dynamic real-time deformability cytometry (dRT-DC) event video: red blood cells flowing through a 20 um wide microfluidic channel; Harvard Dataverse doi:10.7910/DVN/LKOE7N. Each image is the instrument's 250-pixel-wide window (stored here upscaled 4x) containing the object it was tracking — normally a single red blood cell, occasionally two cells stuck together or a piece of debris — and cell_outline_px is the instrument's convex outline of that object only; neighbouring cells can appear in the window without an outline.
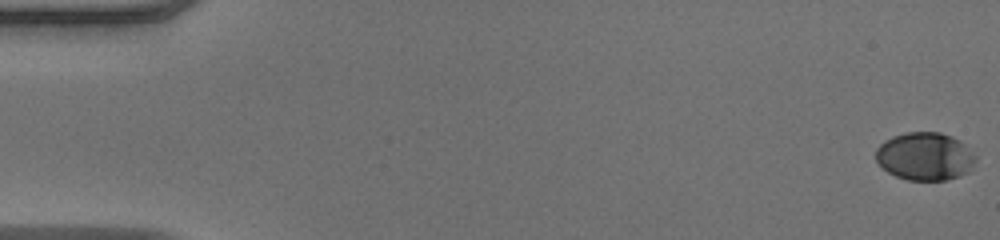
{"species": "human", "species_latin": "Homo sapiens", "temperature_condition": "warm", "stored_images_in_passage": 51, "camera_frame_rate_fps": 3000, "um_per_image_px": 0.085, "donor": {"sex": "male"}, "frame": {"image": 1, "passage_image": 1, "time_ms": 0.0, "image_size_px": [1000, 240], "cell_outline_px": [[976, 160], [968, 172], [960, 176], [944, 180], [908, 180], [896, 176], [888, 172], [876, 160], [876, 148], [884, 140], [892, 136], [904, 132], [940, 132], [952, 136], [960, 140], [976, 156]], "centroid_in_image_um": [78.62, 13.28], "position_along_channel_um": 6.4, "area_um2": 27.98}}
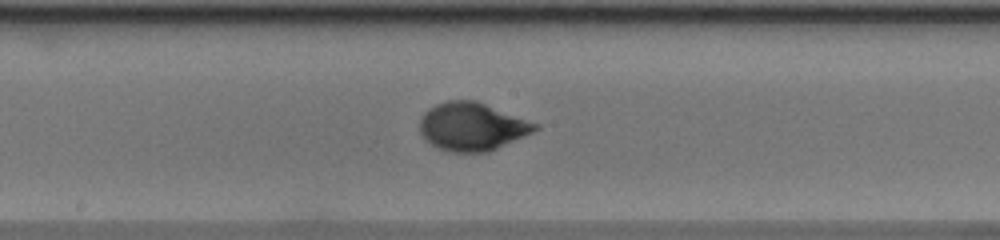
{"frame": {"image": 2, "passage_image": 28, "time_ms": 9.0, "image_size_px": [1000, 240], "cell_outline_px": [[540, 128], [532, 132], [488, 152], [448, 152], [436, 148], [424, 140], [420, 132], [420, 120], [424, 112], [428, 108], [436, 104], [448, 100], [476, 100], [540, 124]], "centroid_in_image_um": [40.1, 10.76], "position_along_channel_um": 208.1, "area_um2": 32.48}}
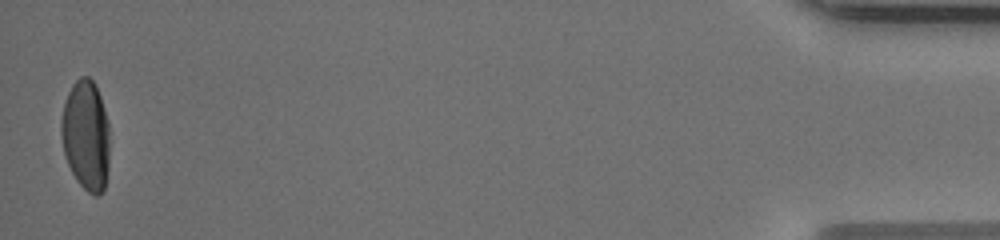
{"frame": {"image": 3, "passage_image": 51, "time_ms": 16.667, "image_size_px": [1000, 240], "cell_outline_px": [[108, 168], [104, 188], [96, 196], [88, 192], [76, 180], [68, 164], [64, 152], [60, 132], [60, 120], [64, 104], [68, 92], [72, 84], [80, 76], [88, 76], [96, 84], [100, 96], [108, 124]], "centroid_in_image_um": [7.28, 11.47], "position_along_channel_um": 427.9, "area_um2": 30.98}, "authors_computed_cell_mechanics": {"area_um2": 30.8074, "velocity_mm_per_s": 4.0655, "shape_relaxation_time_tau1_ms": 3.4966, "shape_relaxation_time_tau2_ms": null, "deformation_change_tau1": 0.1995, "deformation_change_tau2": null}}